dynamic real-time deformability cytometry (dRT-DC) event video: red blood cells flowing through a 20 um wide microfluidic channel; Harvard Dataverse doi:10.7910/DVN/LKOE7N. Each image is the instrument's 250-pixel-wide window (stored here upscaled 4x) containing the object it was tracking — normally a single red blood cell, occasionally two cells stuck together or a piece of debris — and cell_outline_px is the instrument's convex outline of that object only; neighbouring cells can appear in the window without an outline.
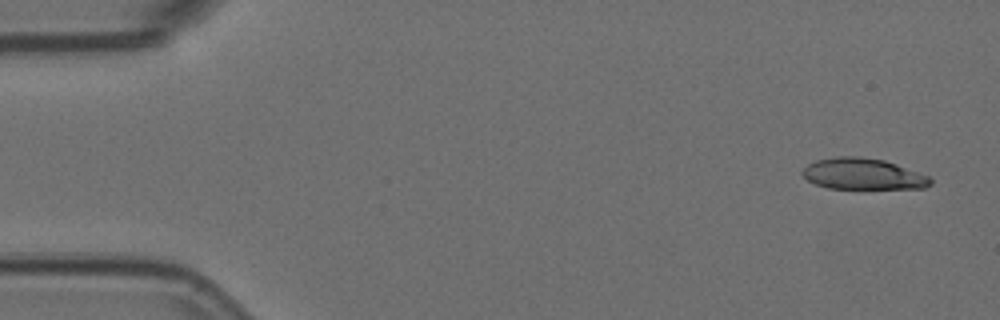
{"species": "Egyptian fruit bat (a non-hibernating species)", "species_latin": "Rousettus aegyptiacus", "temperature_condition": "room temperature", "stored_images_in_passage": 5, "camera_frame_rate_fps": 3000, "um_per_image_px": 0.085, "animal": {"sex": "female"}, "frame": {"image": 1, "passage_image": 1, "time_ms": 0.0, "image_size_px": [1000, 320], "cell_outline_px": [[932, 184], [924, 188], [828, 188], [816, 184], [808, 180], [800, 172], [808, 164], [816, 160], [836, 156], [860, 156], [884, 160], [896, 164], [928, 176], [932, 180]], "centroid_in_image_um": [73.33, 14.78], "position_along_channel_um": 11.7, "area_um2": 23.12}}
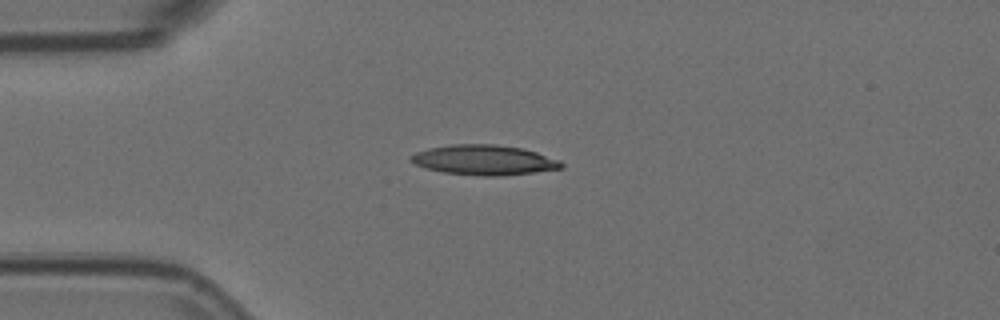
{"frame": {"image": 2, "passage_image": 4, "time_ms": 1.0, "image_size_px": [1000, 320], "cell_outline_px": [[564, 168], [500, 176], [484, 176], [444, 172], [428, 168], [416, 164], [408, 160], [408, 156], [416, 152], [428, 148], [452, 144], [496, 144], [524, 148], [560, 160], [564, 164]], "centroid_in_image_um": [41.15, 13.59], "position_along_channel_um": 43.8, "area_um2": 26.3}}